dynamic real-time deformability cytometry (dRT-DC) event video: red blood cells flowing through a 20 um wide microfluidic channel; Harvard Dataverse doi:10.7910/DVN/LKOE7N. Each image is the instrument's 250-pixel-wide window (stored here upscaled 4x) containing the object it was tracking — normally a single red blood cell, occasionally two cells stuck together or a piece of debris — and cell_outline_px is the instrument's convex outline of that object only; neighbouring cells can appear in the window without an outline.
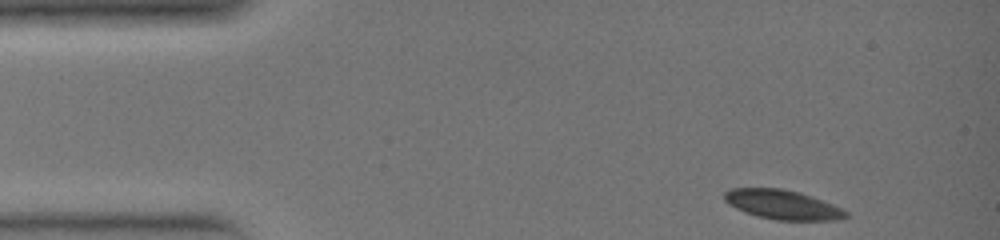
{"species": "common noctule bat (a hibernating species)", "species_latin": "Nyctalus noctula", "temperature_condition": "warm", "stored_images_in_passage": 30, "camera_frame_rate_fps": 3000, "um_per_image_px": 0.085, "animal": {"sex": "female", "body_mass_g": 19.0, "forearm_length_mm": 51.5}, "frame": {"image": 1, "passage_image": 1, "time_ms": 0.0, "image_size_px": [1000, 240], "cell_outline_px": [[848, 216], [836, 220], [776, 220], [756, 216], [744, 212], [728, 204], [724, 200], [724, 192], [732, 188], [780, 188], [800, 192], [832, 204], [848, 212]], "centroid_in_image_um": [66.48, 17.39], "position_along_channel_um": 18.5, "area_um2": 20.75}}
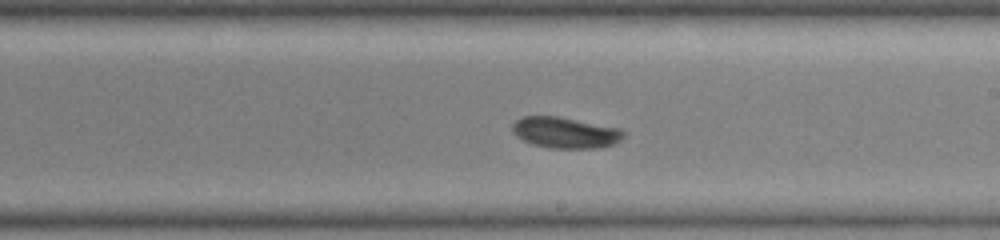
{"frame": {"image": 2, "passage_image": 18, "time_ms": 5.667, "image_size_px": [1000, 240], "cell_outline_px": [[624, 136], [616, 144], [604, 148], [548, 148], [532, 144], [516, 136], [512, 128], [512, 124], [520, 116], [556, 116], [620, 128], [624, 132]], "centroid_in_image_um": [48.06, 11.28], "position_along_channel_um": 240.9, "area_um2": 20.23}}
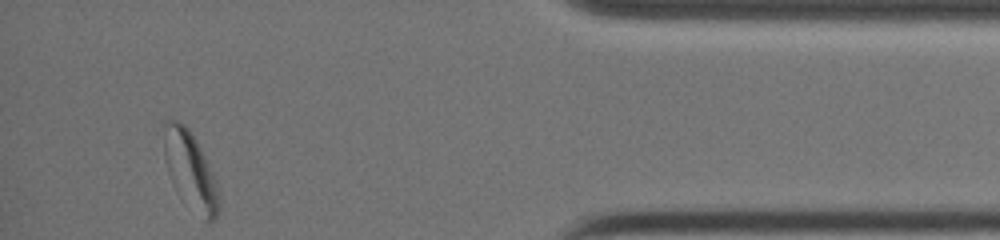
{"frame": {"image": 3, "passage_image": 30, "time_ms": 9.667, "image_size_px": [1000, 240], "cell_outline_px": [[220, 208], [216, 216], [212, 220], [204, 220], [164, 124], [168, 120], [180, 120], [188, 128], [196, 140], [216, 180], [220, 204]], "centroid_in_image_um": [16.58, 14.34], "position_along_channel_um": 418.6, "area_um2": 17.34}}